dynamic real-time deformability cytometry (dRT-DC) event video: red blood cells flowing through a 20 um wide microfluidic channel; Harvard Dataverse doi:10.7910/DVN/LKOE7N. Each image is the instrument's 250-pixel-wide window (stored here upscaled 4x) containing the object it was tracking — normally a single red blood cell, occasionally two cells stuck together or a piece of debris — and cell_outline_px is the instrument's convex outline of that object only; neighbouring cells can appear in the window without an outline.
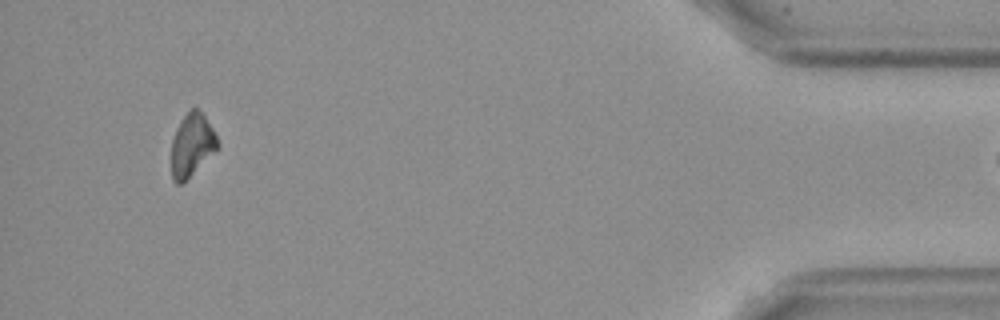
{"species": "Egyptian fruit bat (a non-hibernating species)", "species_latin": "Rousettus aegyptiacus", "temperature_condition": "cold", "stored_images_in_passage": 16, "camera_frame_rate_fps": 3000, "um_per_image_px": 0.085, "frame": {"image": 1, "passage_image": 16, "time_ms": 18.333, "image_size_px": [1000, 320], "cell_outline_px": [[216, 148], [180, 184], [176, 184], [172, 180], [172, 140], [176, 128], [180, 120], [192, 108], [196, 108], [204, 116], [212, 128], [216, 136]], "centroid_in_image_um": [16.25, 12.29], "position_along_channel_um": 419.0, "area_um2": 15.95}}